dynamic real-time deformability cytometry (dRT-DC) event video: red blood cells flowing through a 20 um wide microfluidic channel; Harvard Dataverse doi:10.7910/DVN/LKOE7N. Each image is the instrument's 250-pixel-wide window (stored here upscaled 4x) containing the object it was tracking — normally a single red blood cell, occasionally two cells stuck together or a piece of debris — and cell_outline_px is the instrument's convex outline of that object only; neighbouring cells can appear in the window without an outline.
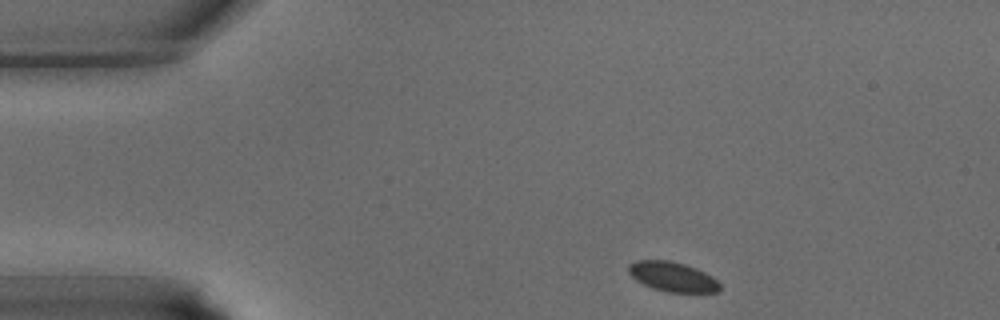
{"species": "common noctule bat (a hibernating species)", "species_latin": "Nyctalus noctula", "temperature_condition": "warm", "stored_images_in_passage": 34, "camera_frame_rate_fps": 3000, "um_per_image_px": 0.085, "animal": {"sex": "male", "body_mass_g": 15.6}, "frame": {"image": 1, "passage_image": 1, "time_ms": 0.0, "image_size_px": [1000, 320], "cell_outline_px": [[720, 288], [716, 292], [668, 292], [652, 288], [636, 280], [628, 272], [628, 264], [636, 260], [668, 260], [684, 264], [696, 268], [712, 276], [720, 284]], "centroid_in_image_um": [57.14, 23.51], "position_along_channel_um": 27.9, "area_um2": 15.72}}
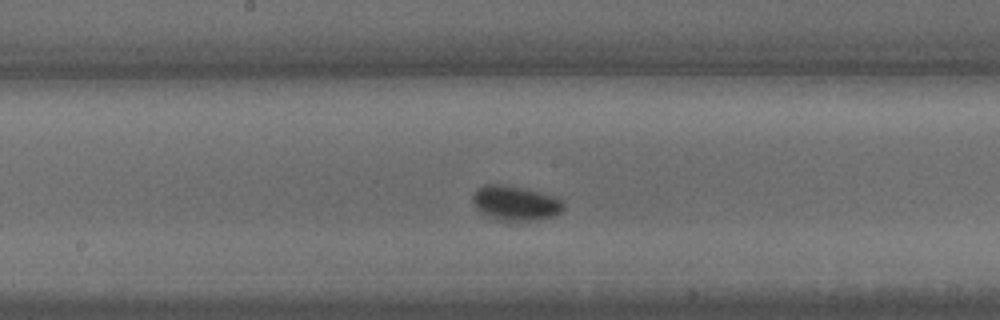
{"frame": {"image": 2, "passage_image": 15, "time_ms": 4.667, "image_size_px": [1000, 320], "cell_outline_px": [[564, 208], [560, 212], [552, 216], [528, 220], [496, 220], [476, 208], [472, 204], [472, 196], [476, 188], [484, 184], [500, 184], [520, 188], [556, 196], [564, 204]], "centroid_in_image_um": [43.76, 17.25], "position_along_channel_um": 204.4, "area_um2": 18.03}}
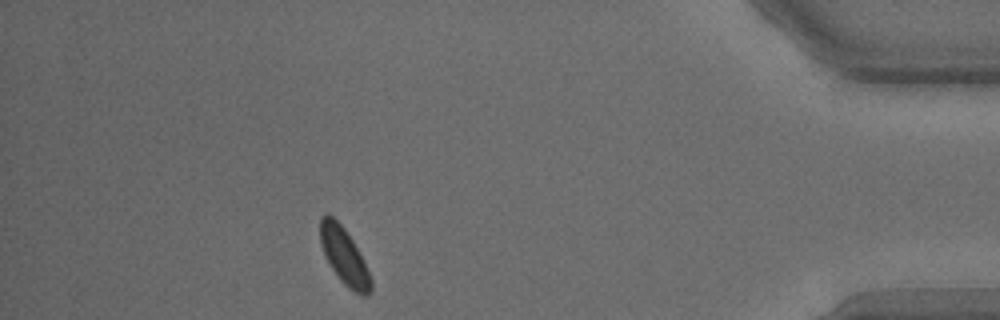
{"frame": {"image": 3, "passage_image": 30, "time_ms": 9.667, "image_size_px": [1000, 320], "cell_outline_px": [[372, 292], [368, 296], [360, 296], [348, 288], [340, 280], [332, 268], [320, 244], [320, 216], [328, 212], [344, 228], [352, 240], [372, 280]], "centroid_in_image_um": [29.25, 21.79], "position_along_channel_um": 406.0, "area_um2": 16.47}}